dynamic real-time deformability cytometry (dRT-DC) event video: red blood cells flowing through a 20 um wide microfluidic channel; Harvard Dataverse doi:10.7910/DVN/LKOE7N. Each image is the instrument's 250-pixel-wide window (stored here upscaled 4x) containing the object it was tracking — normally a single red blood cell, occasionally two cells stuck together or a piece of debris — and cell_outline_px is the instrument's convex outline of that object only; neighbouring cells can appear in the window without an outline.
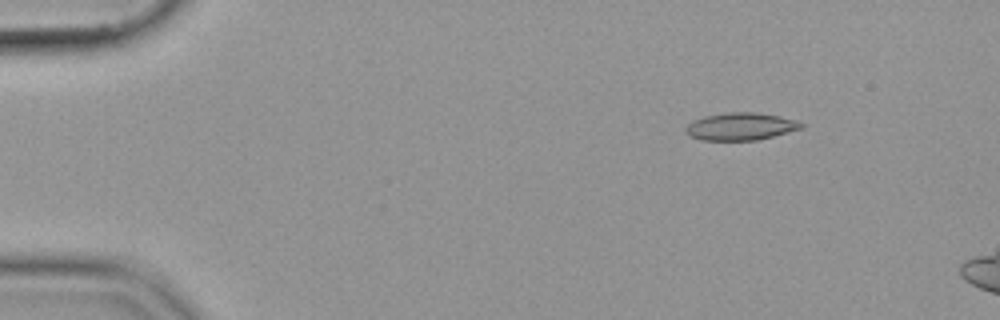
{"species": "common noctule bat (a hibernating species)", "species_latin": "Nyctalus noctula", "temperature_condition": "cold", "stored_images_in_passage": 14, "camera_frame_rate_fps": 3000, "um_per_image_px": 0.085, "animal": {"sex": "female", "body_mass_g": 19.9}, "frame": {"image": 1, "passage_image": 8, "time_ms": 2.333, "image_size_px": [1000, 320], "cell_outline_px": [[808, 124], [804, 128], [756, 140], [700, 140], [688, 136], [684, 132], [684, 128], [688, 124], [704, 116], [728, 112], [756, 112], [796, 120]], "centroid_in_image_um": [62.95, 10.75], "position_along_channel_um": 22.0, "area_um2": 18.55}}